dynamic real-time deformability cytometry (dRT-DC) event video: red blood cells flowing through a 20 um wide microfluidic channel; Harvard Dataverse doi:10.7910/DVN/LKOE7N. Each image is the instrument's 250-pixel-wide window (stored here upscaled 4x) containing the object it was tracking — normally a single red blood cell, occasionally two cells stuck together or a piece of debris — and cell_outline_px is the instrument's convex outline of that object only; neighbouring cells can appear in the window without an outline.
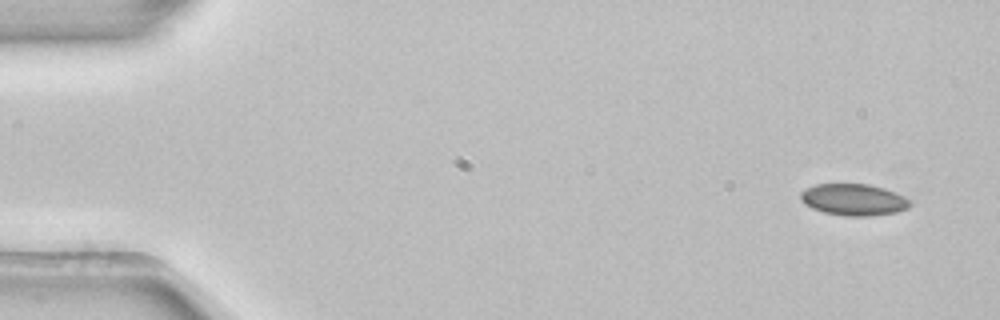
{"species": "common noctule bat (a hibernating species)", "species_latin": "Nyctalus noctula", "temperature_condition": "room temperature", "stored_images_in_passage": 3, "camera_frame_rate_fps": 3000, "um_per_image_px": 0.085, "animal": {"sex": "female", "body_mass_g": 22.7, "forearm_length_mm": 54.2}, "frame": {"image": 1, "passage_image": 1, "time_ms": 0.0, "image_size_px": [1000, 320], "cell_outline_px": [[912, 204], [908, 208], [896, 212], [868, 216], [844, 216], [824, 212], [812, 208], [804, 204], [800, 200], [800, 192], [804, 188], [816, 184], [868, 184], [884, 188], [896, 192], [912, 200]], "centroid_in_image_um": [72.56, 16.97], "position_along_channel_um": 12.4, "area_um2": 20.4}}
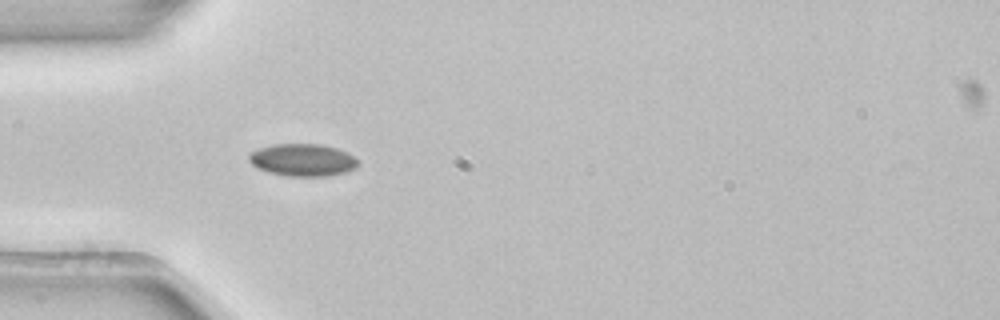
{"frame": {"image": 2, "passage_image": 3, "time_ms": 0.667, "image_size_px": [1000, 320], "cell_outline_px": [[360, 164], [356, 168], [344, 172], [328, 176], [288, 176], [268, 172], [252, 164], [248, 160], [248, 156], [252, 152], [260, 148], [272, 144], [320, 144], [336, 148], [348, 152], [360, 160]], "centroid_in_image_um": [25.78, 13.59], "position_along_channel_um": 59.2, "area_um2": 20.63}}